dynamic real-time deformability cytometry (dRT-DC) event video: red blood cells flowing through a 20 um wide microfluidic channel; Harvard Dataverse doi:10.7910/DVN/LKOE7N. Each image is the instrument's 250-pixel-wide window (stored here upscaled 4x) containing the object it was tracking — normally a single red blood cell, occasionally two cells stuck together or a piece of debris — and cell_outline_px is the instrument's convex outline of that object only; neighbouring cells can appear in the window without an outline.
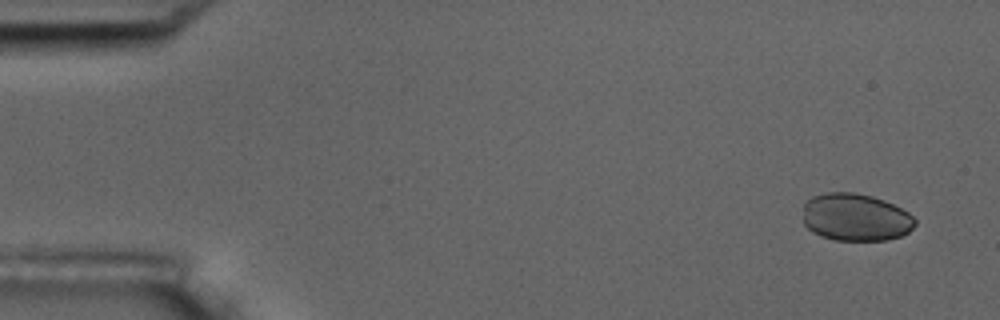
{"species": "common noctule bat (a hibernating species)", "species_latin": "Nyctalus noctula", "temperature_condition": "room temperature", "stored_images_in_passage": 4, "camera_frame_rate_fps": 3000, "um_per_image_px": 0.085, "animal": {"sex": "male", "body_mass_g": 17.5, "forearm_length_mm": 52.3}, "frame": {"image": 1, "passage_image": 1, "time_ms": 0.0, "image_size_px": [1000, 320], "cell_outline_px": [[916, 224], [908, 232], [900, 236], [888, 240], [832, 240], [820, 236], [812, 232], [804, 224], [804, 204], [812, 196], [824, 192], [852, 192], [872, 196], [884, 200], [908, 212], [916, 220]], "centroid_in_image_um": [72.71, 18.47], "position_along_channel_um": 12.3, "area_um2": 31.15}}